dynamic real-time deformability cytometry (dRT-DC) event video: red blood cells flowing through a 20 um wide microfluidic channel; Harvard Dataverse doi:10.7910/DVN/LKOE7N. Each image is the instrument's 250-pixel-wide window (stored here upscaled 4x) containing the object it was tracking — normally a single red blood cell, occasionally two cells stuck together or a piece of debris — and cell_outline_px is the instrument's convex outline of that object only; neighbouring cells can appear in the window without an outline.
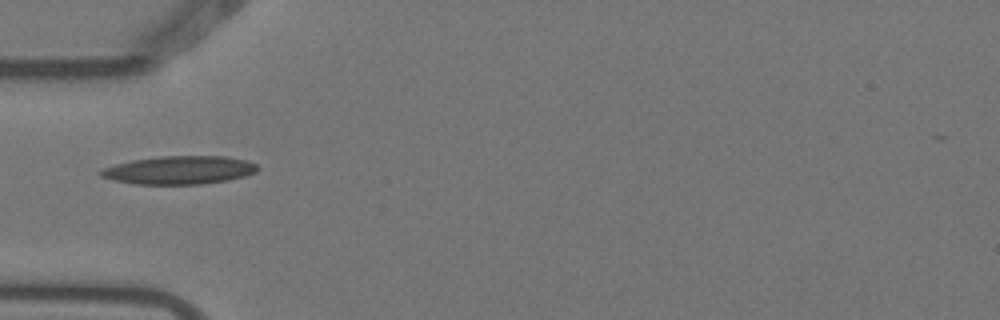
{"species": "Egyptian fruit bat (a non-hibernating species)", "species_latin": "Rousettus aegyptiacus", "temperature_condition": "warm", "stored_images_in_passage": 3, "camera_frame_rate_fps": 3000, "um_per_image_px": 0.085, "animal": {"sex": "female"}, "frame": {"image": 1, "passage_image": 3, "time_ms": 0.667, "image_size_px": [1000, 320], "cell_outline_px": [[260, 168], [256, 172], [244, 176], [228, 180], [204, 184], [136, 184], [116, 180], [100, 176], [100, 168], [132, 160], [160, 156], [224, 156], [244, 160], [256, 164]], "centroid_in_image_um": [15.25, 14.45], "position_along_channel_um": 69.8, "area_um2": 25.72}}